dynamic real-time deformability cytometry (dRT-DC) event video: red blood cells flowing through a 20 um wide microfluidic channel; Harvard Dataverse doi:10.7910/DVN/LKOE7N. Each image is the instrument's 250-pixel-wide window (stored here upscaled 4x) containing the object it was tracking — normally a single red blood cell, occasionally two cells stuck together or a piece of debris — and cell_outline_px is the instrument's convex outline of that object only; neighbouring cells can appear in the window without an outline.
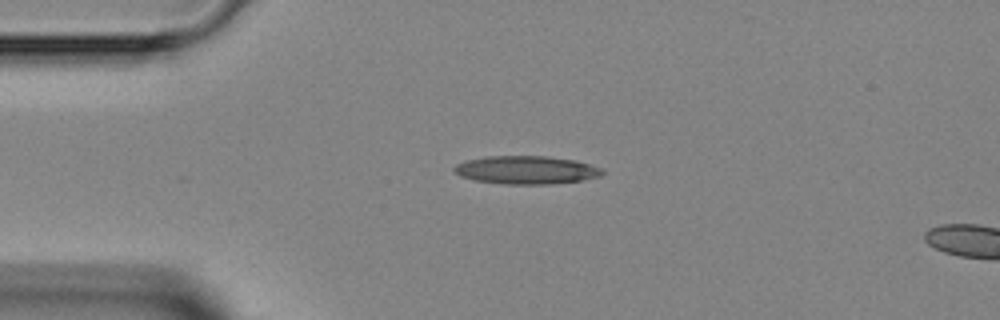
{"species": "Egyptian fruit bat (a non-hibernating species)", "species_latin": "Rousettus aegyptiacus", "temperature_condition": "room temperature", "stored_images_in_passage": 4, "camera_frame_rate_fps": 3000, "um_per_image_px": 0.085, "animal": {"sex": "female"}, "frame": {"image": 1, "passage_image": 1, "time_ms": 0.0, "image_size_px": [1000, 320], "cell_outline_px": [[604, 172], [600, 176], [580, 180], [552, 184], [504, 184], [476, 180], [460, 176], [452, 168], [456, 164], [468, 160], [488, 156], [548, 156], [576, 160], [604, 168]], "centroid_in_image_um": [44.77, 14.44], "position_along_channel_um": 40.2, "area_um2": 24.28}}